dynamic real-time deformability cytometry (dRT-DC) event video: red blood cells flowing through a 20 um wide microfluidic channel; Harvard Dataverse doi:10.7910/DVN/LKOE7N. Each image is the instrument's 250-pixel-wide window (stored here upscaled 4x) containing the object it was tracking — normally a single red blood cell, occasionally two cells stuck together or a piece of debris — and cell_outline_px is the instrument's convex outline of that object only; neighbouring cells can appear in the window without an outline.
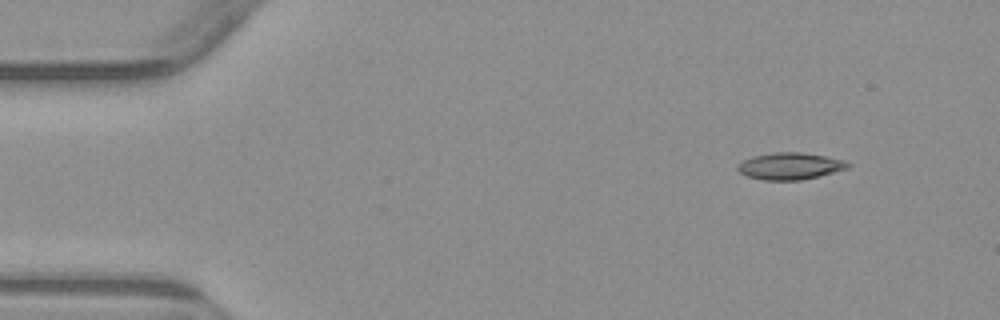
{"species": "common noctule bat (a hibernating species)", "species_latin": "Nyctalus noctula", "temperature_condition": "warm", "stored_images_in_passage": 4, "camera_frame_rate_fps": 3000, "um_per_image_px": 0.085, "animal": {"sex": "male", "body_mass_g": 23.1, "forearm_length_mm": 52.7}, "frame": {"image": 1, "passage_image": 1, "time_ms": 0.0, "image_size_px": [1000, 320], "cell_outline_px": [[852, 164], [848, 168], [800, 180], [764, 180], [748, 176], [740, 172], [736, 168], [744, 160], [752, 156], [772, 152], [800, 152], [824, 156], [844, 160]], "centroid_in_image_um": [67.14, 14.1], "position_along_channel_um": 17.9, "area_um2": 16.99}}
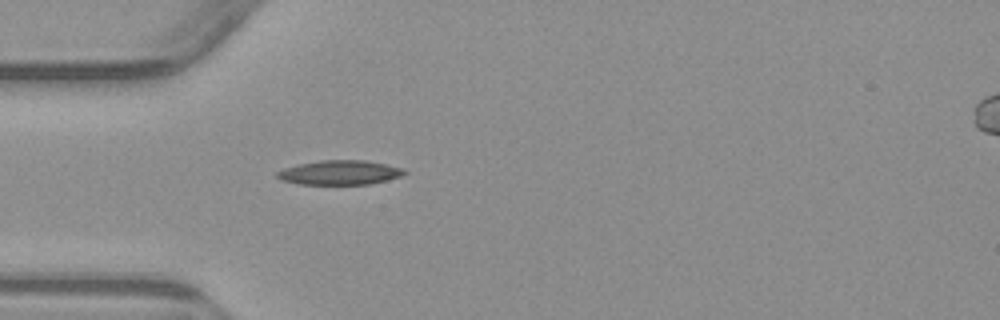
{"frame": {"image": 2, "passage_image": 4, "time_ms": 3.333, "image_size_px": [1000, 320], "cell_outline_px": [[408, 172], [400, 176], [388, 180], [372, 184], [300, 184], [280, 180], [276, 176], [276, 172], [284, 168], [300, 164], [320, 160], [364, 160], [404, 168]], "centroid_in_image_um": [28.89, 14.67], "position_along_channel_um": 56.1, "area_um2": 18.09}}